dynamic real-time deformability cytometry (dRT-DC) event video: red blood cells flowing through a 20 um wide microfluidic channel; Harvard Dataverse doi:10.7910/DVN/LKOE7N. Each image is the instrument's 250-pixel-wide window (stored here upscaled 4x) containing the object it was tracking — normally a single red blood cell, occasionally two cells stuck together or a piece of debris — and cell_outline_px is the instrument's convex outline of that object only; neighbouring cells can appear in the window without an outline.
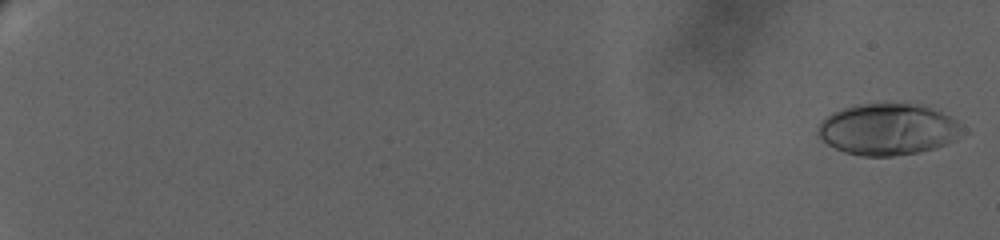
{"species": "human", "species_latin": "Homo sapiens", "temperature_condition": "warm", "stored_images_in_passage": 55, "camera_frame_rate_fps": 3000, "um_per_image_px": 0.085, "donor": {"sex": "female"}, "frame": {"image": 1, "passage_image": 1, "time_ms": 0.0, "image_size_px": [1000, 240], "cell_outline_px": [[968, 132], [956, 140], [920, 152], [892, 156], [860, 156], [844, 152], [828, 144], [816, 132], [816, 128], [832, 112], [856, 104], [924, 104], [956, 120]], "centroid_in_image_um": [75.52, 11.0], "position_along_channel_um": 9.5, "area_um2": 43.35}}
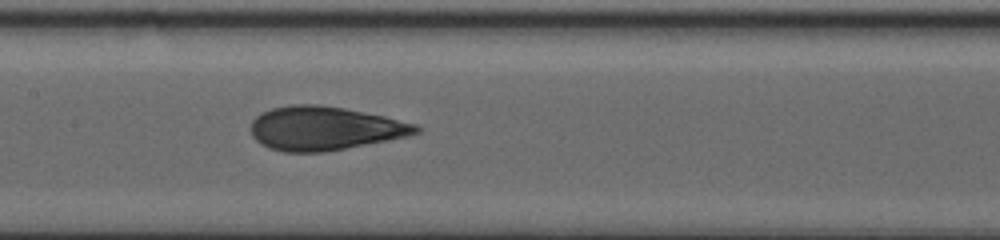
{"frame": {"image": 2, "passage_image": 30, "time_ms": 13.667, "image_size_px": [1000, 240], "cell_outline_px": [[424, 128], [420, 132], [408, 136], [388, 140], [324, 152], [284, 152], [268, 148], [260, 144], [252, 136], [252, 120], [260, 112], [272, 108], [292, 104], [320, 104], [344, 108], [384, 116], [416, 124]], "centroid_in_image_um": [27.58, 10.9], "position_along_channel_um": 179.8, "area_um2": 42.25}}
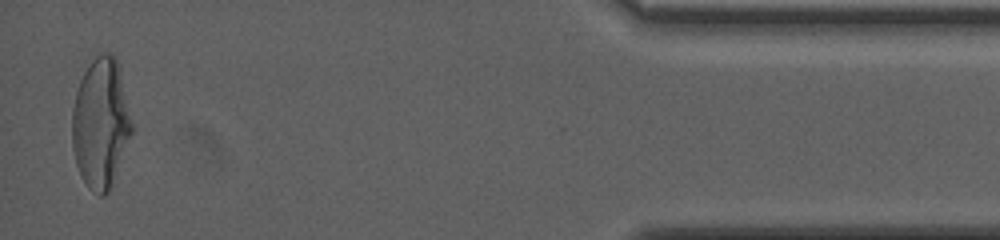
{"frame": {"image": 3, "passage_image": 54, "time_ms": 23.667, "image_size_px": [1000, 240], "cell_outline_px": [[132, 132], [108, 192], [104, 196], [100, 196], [92, 192], [88, 188], [80, 176], [76, 164], [72, 148], [72, 108], [76, 92], [80, 80], [84, 72], [92, 60], [100, 52], [112, 52], [116, 56], [120, 68], [132, 124]], "centroid_in_image_um": [8.54, 10.45], "position_along_channel_um": 426.7, "area_um2": 45.2}, "authors_computed_cell_mechanics": {"area_um2": 41.616, "velocity_mm_per_s": 3.0422, "shape_relaxation_time_tau1_ms": 7.7675, "shape_relaxation_time_tau2_ms": 0.9374, "deformation_change_tau1": 0.2565, "deformation_change_tau2": 0.0697}}